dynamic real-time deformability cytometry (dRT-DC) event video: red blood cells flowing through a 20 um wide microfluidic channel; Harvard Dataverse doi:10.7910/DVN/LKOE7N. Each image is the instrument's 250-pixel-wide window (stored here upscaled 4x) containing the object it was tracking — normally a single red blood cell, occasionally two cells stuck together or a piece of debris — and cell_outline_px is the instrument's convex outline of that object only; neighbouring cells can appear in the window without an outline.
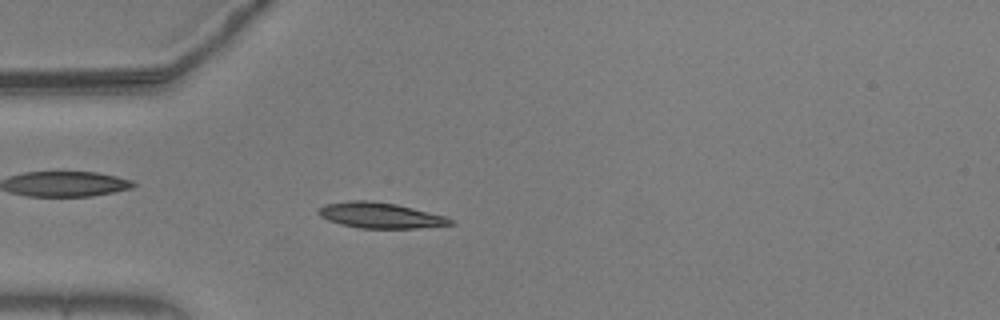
{"species": "common noctule bat (a hibernating species)", "species_latin": "Nyctalus noctula", "temperature_condition": "warm", "stored_images_in_passage": 48, "camera_frame_rate_fps": 3000, "um_per_image_px": 0.085, "animal": {"sex": "male", "body_mass_g": 20.5, "forearm_length_mm": 52.5}, "frame": {"image": 1, "passage_image": 12, "time_ms": 3.667, "image_size_px": [1000, 320], "cell_outline_px": [[456, 224], [416, 228], [360, 228], [340, 224], [328, 220], [320, 216], [316, 212], [324, 204], [348, 200], [368, 200], [396, 204], [444, 216], [452, 220]], "centroid_in_image_um": [32.27, 18.3], "position_along_channel_um": 52.7, "area_um2": 19.59}}
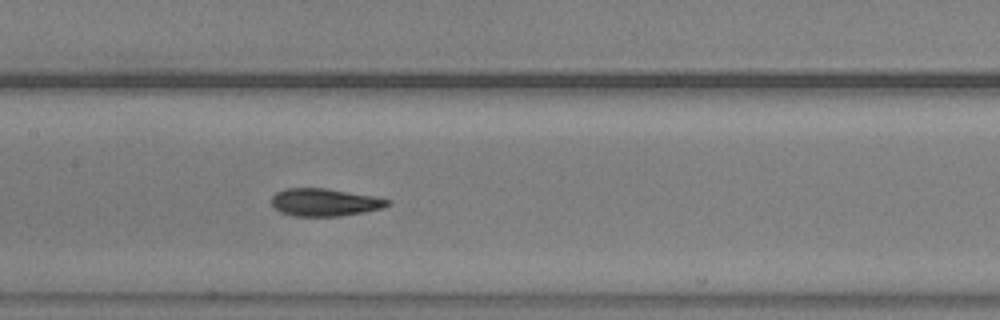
{"frame": {"image": 2, "passage_image": 23, "time_ms": 7.333, "image_size_px": [1000, 320], "cell_outline_px": [[392, 204], [384, 208], [364, 212], [340, 216], [292, 216], [280, 212], [272, 204], [272, 196], [276, 192], [284, 188], [324, 188], [376, 196], [392, 200]], "centroid_in_image_um": [27.64, 17.19], "position_along_channel_um": 179.8, "area_um2": 18.9}}
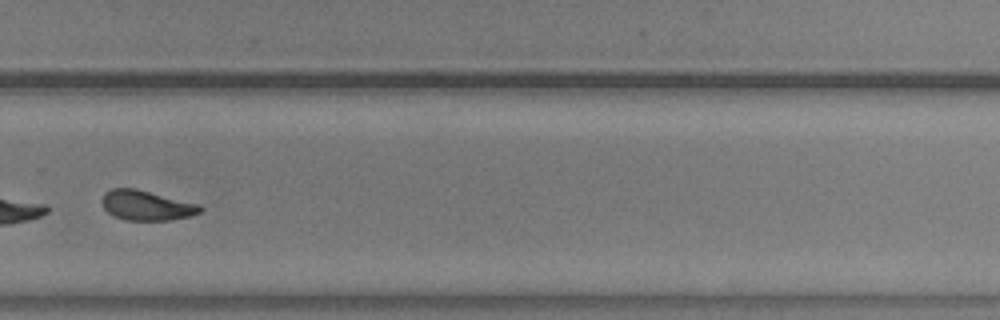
{"frame": {"image": 3, "passage_image": 32, "time_ms": 10.333, "image_size_px": [1000, 320], "cell_outline_px": [[204, 208], [200, 212], [192, 216], [168, 220], [124, 220], [112, 216], [104, 208], [100, 200], [104, 192], [112, 188], [136, 188], [200, 204]], "centroid_in_image_um": [12.44, 17.45], "position_along_channel_um": 317.4, "area_um2": 17.4}, "authors_computed_cell_mechanics": {"area_um2": 18.6983, "velocity_mm_per_s": 3.6862, "shape_relaxation_time_tau1_ms": null, "shape_relaxation_time_tau2_ms": 1.2171, "deformation_change_tau1": null, "deformation_change_tau2": 0.0559}}